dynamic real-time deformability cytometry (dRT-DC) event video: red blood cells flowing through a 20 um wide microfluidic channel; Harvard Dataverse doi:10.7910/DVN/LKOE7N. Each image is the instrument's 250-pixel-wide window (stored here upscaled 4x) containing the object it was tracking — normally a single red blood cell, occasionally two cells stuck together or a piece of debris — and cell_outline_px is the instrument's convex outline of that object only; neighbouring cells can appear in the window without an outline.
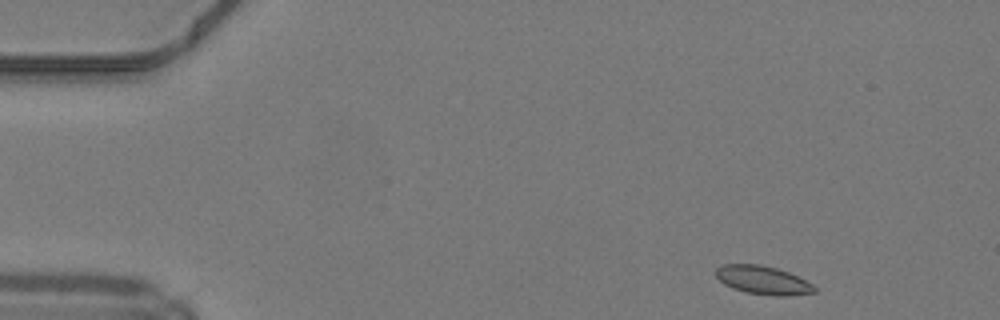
{"species": "common noctule bat (a hibernating species)", "species_latin": "Nyctalus noctula", "temperature_condition": "warm", "stored_images_in_passage": 46, "camera_frame_rate_fps": 3000, "um_per_image_px": 0.085, "animal": {"sex": "male", "body_mass_g": 19.2, "forearm_length_mm": 51.8}, "frame": {"image": 1, "passage_image": 3, "time_ms": 0.667, "image_size_px": [1000, 320], "cell_outline_px": [[816, 292], [788, 296], [776, 296], [748, 292], [732, 288], [724, 284], [716, 276], [716, 268], [720, 264], [760, 264], [776, 268], [788, 272], [812, 284], [816, 288]], "centroid_in_image_um": [64.83, 23.8], "position_along_channel_um": 20.2, "area_um2": 16.24}}
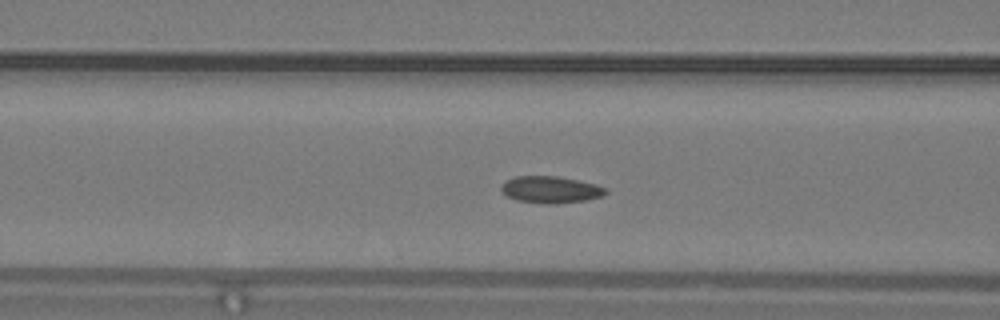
{"frame": {"image": 2, "passage_image": 17, "time_ms": 5.333, "image_size_px": [1000, 320], "cell_outline_px": [[608, 192], [604, 196], [584, 200], [556, 204], [544, 204], [516, 200], [508, 196], [500, 188], [504, 180], [516, 176], [556, 176], [596, 184], [608, 188]], "centroid_in_image_um": [46.82, 16.12], "position_along_channel_um": 119.8, "area_um2": 16.42}}
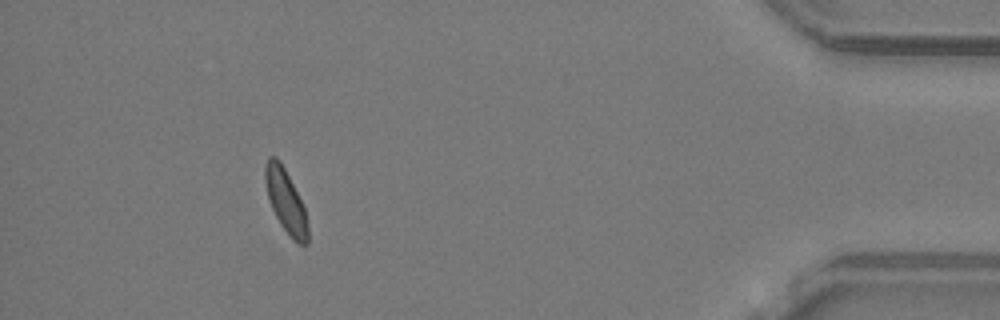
{"frame": {"image": 3, "passage_image": 42, "time_ms": 13.667, "image_size_px": [1000, 320], "cell_outline_px": [[308, 244], [296, 244], [292, 240], [280, 224], [268, 200], [264, 180], [264, 164], [268, 156], [276, 156], [280, 160], [304, 208], [308, 224]], "centroid_in_image_um": [24.26, 17.09], "position_along_channel_um": 410.9, "area_um2": 15.78}, "authors_computed_cell_mechanics": {"area_um2": 15.9528, "velocity_mm_per_s": 4.2113, "shape_relaxation_time_tau1_ms": null, "shape_relaxation_time_tau2_ms": 1.6701, "deformation_change_tau1": null, "deformation_change_tau2": 0.0727}}